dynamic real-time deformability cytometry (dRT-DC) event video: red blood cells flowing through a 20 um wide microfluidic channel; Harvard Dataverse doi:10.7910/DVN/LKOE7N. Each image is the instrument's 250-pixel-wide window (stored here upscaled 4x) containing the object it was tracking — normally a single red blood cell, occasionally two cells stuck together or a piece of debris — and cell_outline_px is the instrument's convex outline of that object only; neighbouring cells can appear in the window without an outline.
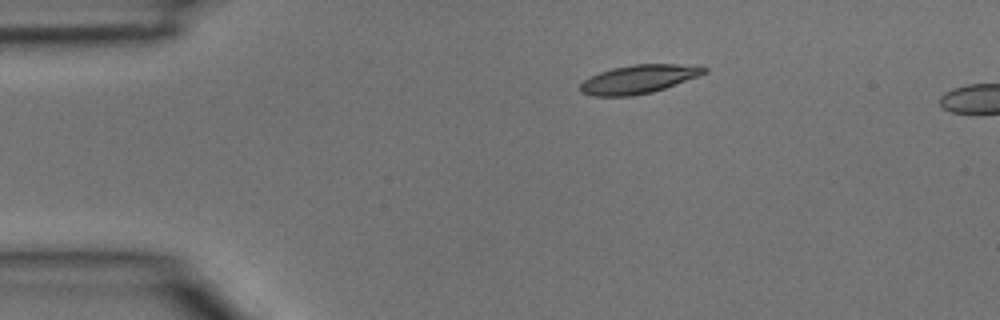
{"species": "common noctule bat (a hibernating species)", "species_latin": "Nyctalus noctula", "temperature_condition": "room temperature", "stored_images_in_passage": 3, "segment_of_instrument_passage": [1, 2], "camera_frame_rate_fps": 3000, "um_per_image_px": 0.085, "animal": {"sex": "male", "body_mass_g": 15.6}, "frame": {"image": 1, "passage_image": 1, "time_ms": 0.0, "image_size_px": [1000, 320], "cell_outline_px": [[708, 72], [664, 88], [652, 92], [632, 96], [592, 96], [580, 92], [580, 84], [584, 80], [600, 72], [612, 68], [632, 64], [676, 64], [708, 68]], "centroid_in_image_um": [54.23, 6.73], "position_along_channel_um": 30.8, "area_um2": 20.35}}